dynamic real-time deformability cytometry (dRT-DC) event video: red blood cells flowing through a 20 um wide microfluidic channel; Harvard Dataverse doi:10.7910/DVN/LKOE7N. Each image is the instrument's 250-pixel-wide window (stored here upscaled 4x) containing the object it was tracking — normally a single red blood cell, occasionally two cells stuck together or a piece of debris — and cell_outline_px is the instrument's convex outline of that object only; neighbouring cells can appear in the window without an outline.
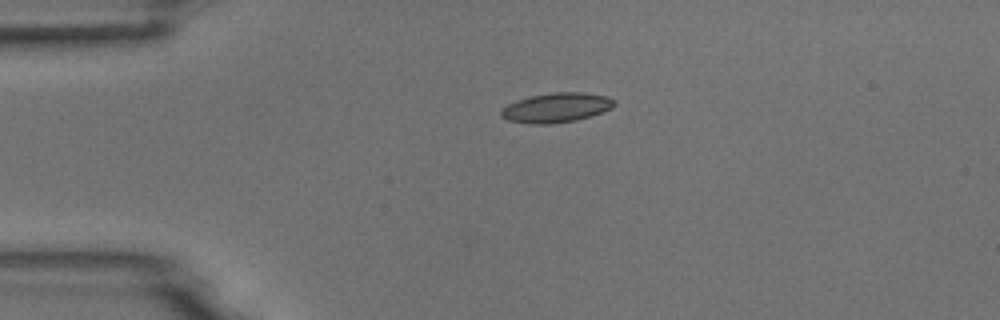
{"species": "common noctule bat (a hibernating species)", "species_latin": "Nyctalus noctula", "temperature_condition": "room temperature", "stored_images_in_passage": 4, "camera_frame_rate_fps": 3000, "um_per_image_px": 0.085, "animal": {"sex": "male", "body_mass_g": 18.8}, "frame": {"image": 1, "passage_image": 3, "time_ms": 3.333, "image_size_px": [1000, 320], "cell_outline_px": [[616, 104], [612, 108], [576, 120], [552, 124], [528, 124], [508, 120], [500, 116], [500, 112], [508, 104], [516, 100], [528, 96], [552, 92], [580, 92], [608, 96], [616, 100]], "centroid_in_image_um": [47.27, 9.14], "position_along_channel_um": 37.7, "area_um2": 19.59}}